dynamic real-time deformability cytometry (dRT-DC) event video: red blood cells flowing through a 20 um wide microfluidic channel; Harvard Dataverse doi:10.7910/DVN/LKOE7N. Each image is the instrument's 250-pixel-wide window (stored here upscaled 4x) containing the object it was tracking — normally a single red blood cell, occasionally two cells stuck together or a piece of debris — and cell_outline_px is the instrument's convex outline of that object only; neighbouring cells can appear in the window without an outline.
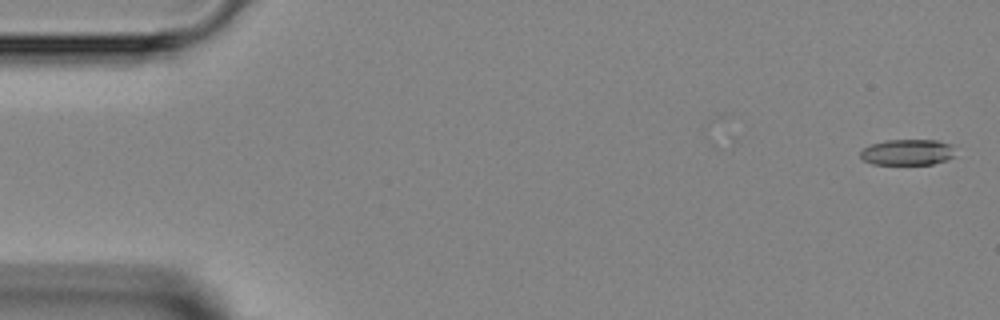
{"species": "Egyptian fruit bat (a non-hibernating species)", "species_latin": "Rousettus aegyptiacus", "temperature_condition": "room temperature", "stored_images_in_passage": 8, "camera_frame_rate_fps": 3000, "um_per_image_px": 0.085, "animal": {"sex": "female"}, "frame": {"image": 1, "passage_image": 2, "time_ms": 0.333, "image_size_px": [1000, 320], "cell_outline_px": [[956, 156], [948, 160], [932, 164], [872, 164], [864, 160], [860, 156], [860, 152], [864, 148], [872, 144], [888, 140], [936, 140], [952, 144]], "centroid_in_image_um": [77.19, 12.94], "position_along_channel_um": 7.8, "area_um2": 14.39}}